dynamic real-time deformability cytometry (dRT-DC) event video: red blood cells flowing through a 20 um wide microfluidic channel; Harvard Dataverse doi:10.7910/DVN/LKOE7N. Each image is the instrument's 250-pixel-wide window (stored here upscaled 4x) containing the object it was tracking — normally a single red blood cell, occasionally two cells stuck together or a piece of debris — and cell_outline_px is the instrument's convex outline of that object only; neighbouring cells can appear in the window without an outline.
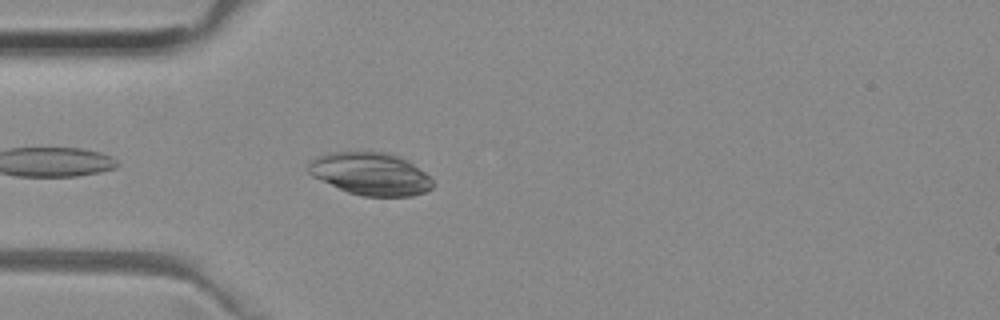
{"species": "common noctule bat (a hibernating species)", "species_latin": "Nyctalus noctula", "temperature_condition": "room temperature", "stored_images_in_passage": 40, "camera_frame_rate_fps": 3000, "um_per_image_px": 0.085, "animal": {"sex": "female", "body_mass_g": 29.2, "forearm_length_mm": 56.3}, "frame": {"image": 1, "passage_image": 3, "time_ms": 0.667, "image_size_px": [1000, 320], "cell_outline_px": [[436, 184], [432, 188], [424, 192], [412, 196], [364, 196], [348, 192], [312, 176], [308, 172], [308, 164], [316, 156], [332, 152], [384, 152], [400, 156], [424, 172]], "centroid_in_image_um": [31.5, 14.78], "position_along_channel_um": 53.5, "area_um2": 30.63}}
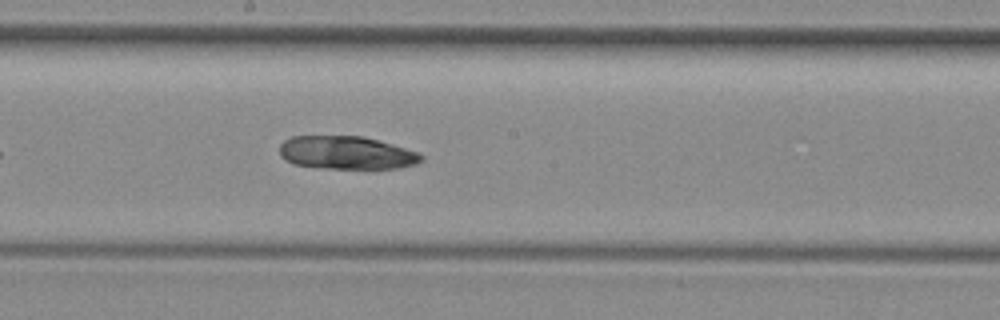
{"frame": {"image": 2, "passage_image": 16, "time_ms": 5.0, "image_size_px": [1000, 320], "cell_outline_px": [[424, 160], [416, 164], [400, 168], [328, 168], [296, 164], [280, 156], [280, 144], [284, 140], [292, 136], [360, 136], [392, 144], [416, 152], [424, 156]], "centroid_in_image_um": [29.46, 12.98], "position_along_channel_um": 218.7, "area_um2": 26.99}}
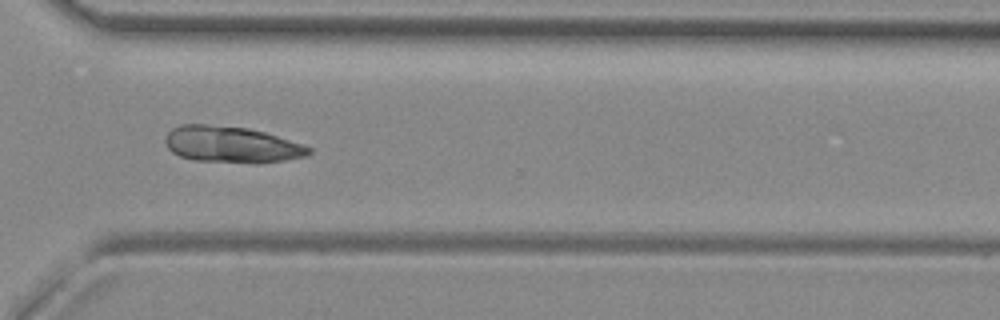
{"frame": {"image": 3, "passage_image": 26, "time_ms": 8.333, "image_size_px": [1000, 320], "cell_outline_px": [[312, 152], [308, 156], [260, 164], [196, 160], [180, 156], [172, 152], [164, 144], [164, 140], [168, 132], [172, 128], [180, 124], [204, 124], [248, 128], [264, 132], [312, 148]], "centroid_in_image_um": [19.66, 12.29], "position_along_channel_um": 350.9, "area_um2": 30.46}}